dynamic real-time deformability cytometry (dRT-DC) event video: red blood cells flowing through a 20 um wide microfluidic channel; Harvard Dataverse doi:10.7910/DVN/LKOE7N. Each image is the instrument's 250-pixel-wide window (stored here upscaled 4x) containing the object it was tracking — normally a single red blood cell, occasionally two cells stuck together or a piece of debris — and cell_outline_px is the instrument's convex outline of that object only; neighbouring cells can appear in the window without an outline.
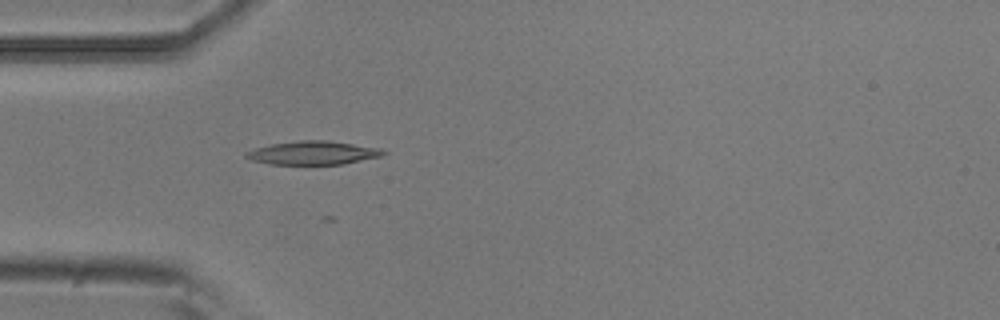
{"species": "common noctule bat (a hibernating species)", "species_latin": "Nyctalus noctula", "temperature_condition": "room temperature", "stored_images_in_passage": 2, "camera_frame_rate_fps": 3000, "um_per_image_px": 0.085, "animal": {"sex": "male", "body_mass_g": 20.5, "forearm_length_mm": 52.5}, "frame": {"image": 1, "passage_image": 2, "time_ms": 0.333, "image_size_px": [1000, 320], "cell_outline_px": [[388, 152], [384, 156], [344, 164], [268, 164], [252, 160], [244, 156], [244, 152], [256, 148], [272, 144], [300, 140], [328, 140], [380, 148]], "centroid_in_image_um": [26.65, 12.99], "position_along_channel_um": 58.4, "area_um2": 18.9}}